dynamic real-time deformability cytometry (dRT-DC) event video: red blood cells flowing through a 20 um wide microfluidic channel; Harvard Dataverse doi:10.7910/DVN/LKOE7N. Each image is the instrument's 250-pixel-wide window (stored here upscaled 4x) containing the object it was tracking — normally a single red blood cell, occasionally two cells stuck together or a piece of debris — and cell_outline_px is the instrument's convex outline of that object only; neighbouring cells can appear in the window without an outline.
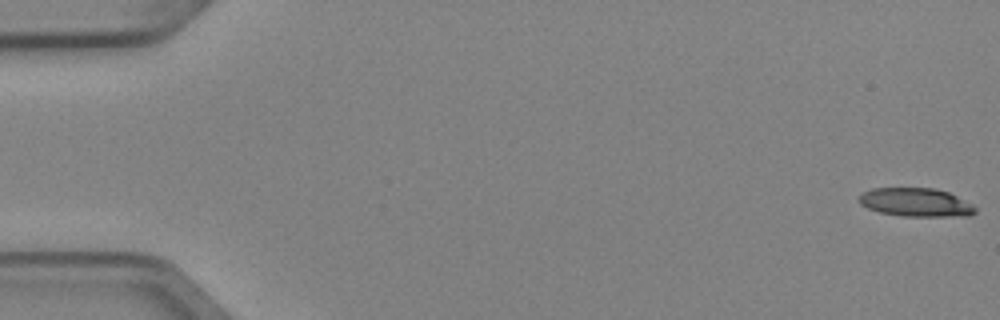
{"species": "Egyptian fruit bat (a non-hibernating species)", "species_latin": "Rousettus aegyptiacus", "temperature_condition": "cold", "stored_images_in_passage": 4, "camera_frame_rate_fps": 3000, "um_per_image_px": 0.085, "animal": {"sex": "female"}, "frame": {"image": 1, "passage_image": 1, "time_ms": 0.0, "image_size_px": [1000, 320], "cell_outline_px": [[976, 212], [968, 216], [904, 216], [880, 212], [868, 208], [860, 204], [856, 200], [864, 192], [872, 188], [936, 188], [948, 192], [972, 204], [976, 208]], "centroid_in_image_um": [77.84, 17.2], "position_along_channel_um": 7.2, "area_um2": 19.31}}